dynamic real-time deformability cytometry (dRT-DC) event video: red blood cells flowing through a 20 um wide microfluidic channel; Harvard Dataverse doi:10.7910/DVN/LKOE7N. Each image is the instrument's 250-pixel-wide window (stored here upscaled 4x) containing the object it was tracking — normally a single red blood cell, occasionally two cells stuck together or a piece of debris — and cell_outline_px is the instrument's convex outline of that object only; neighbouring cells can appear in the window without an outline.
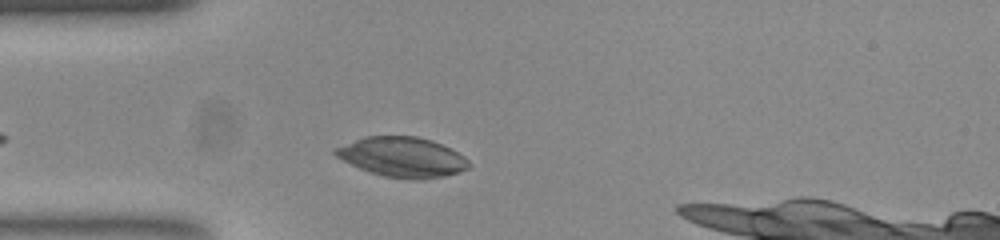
{"species": "common noctule bat (a hibernating species)", "species_latin": "Nyctalus noctula", "temperature_condition": "room temperature", "stored_images_in_passage": 41, "camera_frame_rate_fps": 3000, "um_per_image_px": 0.085, "animal": {"sex": "female", "body_mass_g": 23.0, "forearm_length_mm": 53.4}, "frame": {"image": 1, "passage_image": 5, "time_ms": 1.333, "image_size_px": [1000, 240], "cell_outline_px": [[468, 168], [444, 176], [420, 180], [412, 180], [384, 176], [360, 168], [336, 156], [332, 152], [336, 148], [364, 136], [416, 136], [432, 140], [464, 156], [468, 160]], "centroid_in_image_um": [34.19, 13.35], "position_along_channel_um": 50.8, "area_um2": 30.58}}
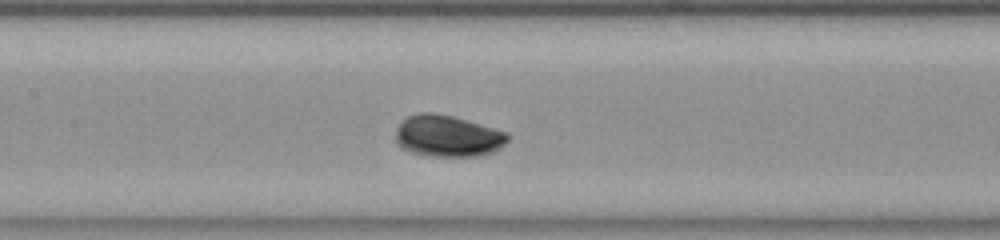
{"frame": {"image": 2, "passage_image": 15, "time_ms": 4.667, "image_size_px": [1000, 240], "cell_outline_px": [[508, 140], [504, 144], [492, 152], [480, 156], [428, 156], [412, 152], [396, 144], [396, 128], [408, 116], [420, 112], [432, 112], [452, 116], [492, 128], [504, 132], [508, 136]], "centroid_in_image_um": [38.01, 11.57], "position_along_channel_um": 169.4, "area_um2": 26.76}}
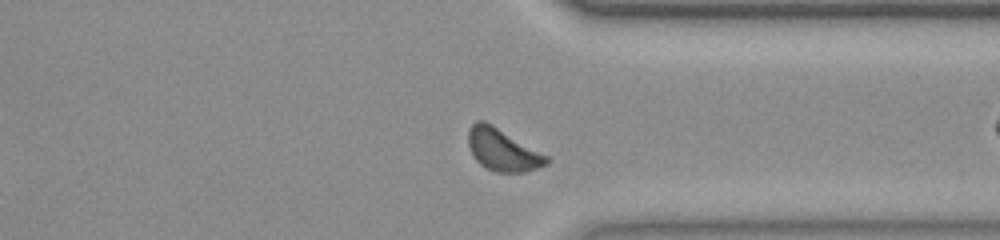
{"frame": {"image": 3, "passage_image": 27, "time_ms": 8.667, "image_size_px": [1000, 240], "cell_outline_px": [[548, 164], [524, 172], [496, 172], [480, 164], [476, 160], [468, 144], [468, 128], [476, 120], [484, 120], [492, 124], [548, 156]], "centroid_in_image_um": [42.7, 12.72], "position_along_channel_um": 368.7, "area_um2": 19.02}}